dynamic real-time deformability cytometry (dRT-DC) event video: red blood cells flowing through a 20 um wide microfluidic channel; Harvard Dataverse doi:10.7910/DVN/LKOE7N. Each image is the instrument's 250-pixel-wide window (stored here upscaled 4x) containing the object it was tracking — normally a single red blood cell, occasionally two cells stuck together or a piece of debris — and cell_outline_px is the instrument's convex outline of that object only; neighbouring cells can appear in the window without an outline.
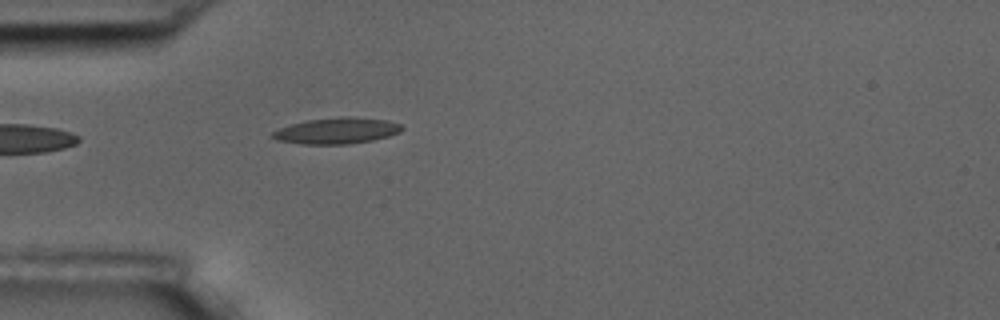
{"species": "common noctule bat (a hibernating species)", "species_latin": "Nyctalus noctula", "temperature_condition": "room temperature", "stored_images_in_passage": 3, "camera_frame_rate_fps": 3000, "um_per_image_px": 0.085, "animal": {"sex": "male", "body_mass_g": 17.5, "forearm_length_mm": 52.3}, "frame": {"image": 1, "passage_image": 3, "time_ms": 2.333, "image_size_px": [1000, 320], "cell_outline_px": [[404, 128], [400, 132], [388, 136], [372, 140], [348, 144], [300, 144], [276, 140], [272, 136], [272, 132], [280, 128], [292, 124], [308, 120], [340, 116], [348, 116], [388, 120], [400, 124]], "centroid_in_image_um": [28.64, 11.11], "position_along_channel_um": 56.4, "area_um2": 19.65}}